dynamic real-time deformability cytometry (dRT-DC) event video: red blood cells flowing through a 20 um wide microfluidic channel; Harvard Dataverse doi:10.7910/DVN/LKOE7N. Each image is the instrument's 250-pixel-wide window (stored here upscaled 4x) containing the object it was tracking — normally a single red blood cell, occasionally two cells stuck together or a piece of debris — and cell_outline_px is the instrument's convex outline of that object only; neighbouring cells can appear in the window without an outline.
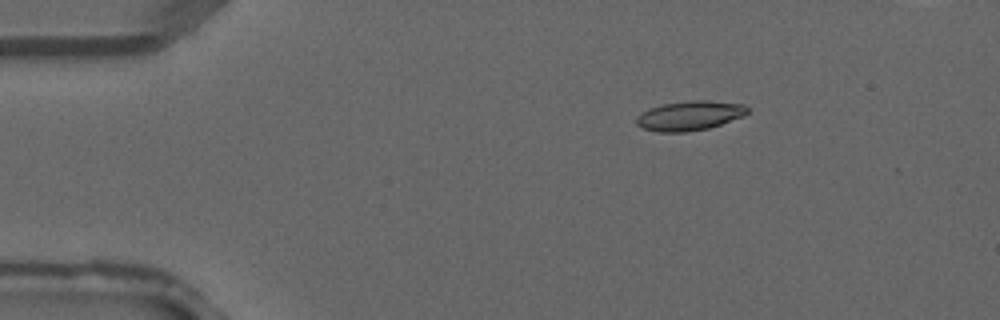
{"species": "common noctule bat (a hibernating species)", "species_latin": "Nyctalus noctula", "temperature_condition": "warm", "stored_images_in_passage": 2, "camera_frame_rate_fps": 3000, "um_per_image_px": 0.085, "animal": {"sex": "male", "forearm_length_mm": 52.5}, "frame": {"image": 1, "passage_image": 2, "time_ms": 0.333, "image_size_px": [1000, 320], "cell_outline_px": [[748, 112], [744, 116], [708, 128], [684, 132], [660, 132], [644, 128], [636, 124], [636, 116], [648, 108], [664, 104], [692, 100], [708, 100], [744, 104], [748, 108]], "centroid_in_image_um": [58.62, 9.82], "position_along_channel_um": 26.4, "area_um2": 19.02}}